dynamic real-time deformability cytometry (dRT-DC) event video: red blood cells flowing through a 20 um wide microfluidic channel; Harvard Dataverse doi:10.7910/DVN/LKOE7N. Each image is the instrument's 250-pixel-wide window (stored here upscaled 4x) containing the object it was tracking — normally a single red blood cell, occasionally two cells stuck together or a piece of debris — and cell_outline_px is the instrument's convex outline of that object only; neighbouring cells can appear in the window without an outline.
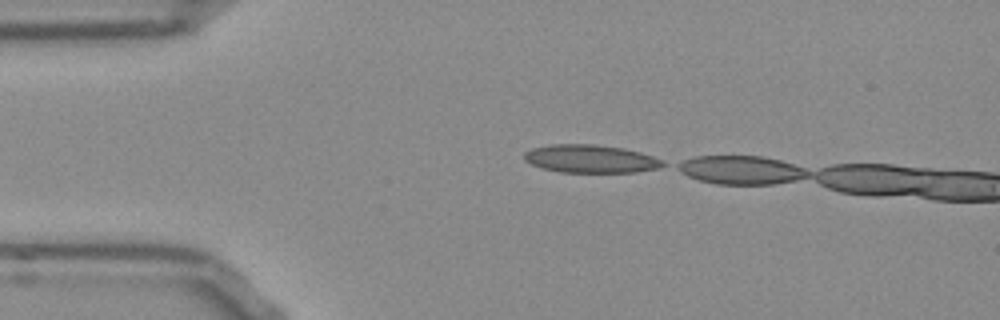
{"species": "Egyptian fruit bat (a non-hibernating species)", "species_latin": "Rousettus aegyptiacus", "temperature_condition": "room temperature", "stored_images_in_passage": 3, "camera_frame_rate_fps": 3000, "um_per_image_px": 0.085, "frame": {"image": 1, "passage_image": 1, "time_ms": 0.0, "image_size_px": [1000, 320], "cell_outline_px": [[664, 164], [656, 168], [636, 172], [560, 172], [544, 168], [532, 164], [524, 160], [524, 152], [532, 148], [548, 144], [592, 144], [624, 148], [640, 152], [664, 160]], "centroid_in_image_um": [50.17, 13.49], "position_along_channel_um": 34.8, "area_um2": 22.54}}